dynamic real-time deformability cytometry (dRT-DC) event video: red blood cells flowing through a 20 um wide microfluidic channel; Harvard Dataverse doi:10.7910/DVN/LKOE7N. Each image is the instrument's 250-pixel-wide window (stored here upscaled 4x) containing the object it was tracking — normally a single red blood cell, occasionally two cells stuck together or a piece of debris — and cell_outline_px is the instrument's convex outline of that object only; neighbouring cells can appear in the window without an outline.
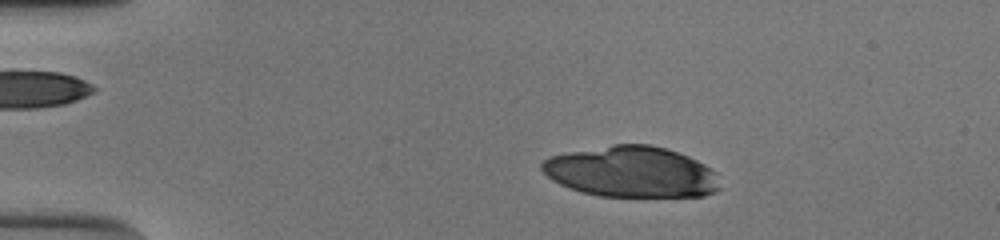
{"species": "human", "species_latin": "Homo sapiens", "temperature_condition": "cold", "stored_images_in_passage": 35, "camera_frame_rate_fps": 3000, "um_per_image_px": 0.085, "donor": {"sex": "male"}, "frame": {"image": 1, "passage_image": 4, "time_ms": 1.0, "image_size_px": [1000, 240], "cell_outline_px": [[704, 192], [680, 196], [620, 196], [596, 192], [676, 156], [680, 156], [696, 164]], "centroid_in_image_um": [56.18, 15.37], "position_along_channel_um": 28.8, "area_um2": 18.38}}
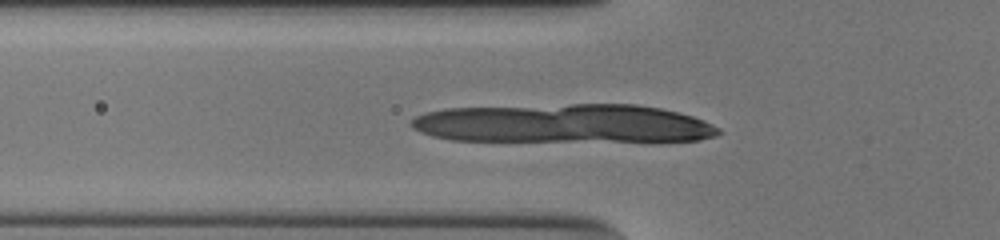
{"frame": {"image": 2, "passage_image": 13, "time_ms": 4.0, "image_size_px": [1000, 240], "cell_outline_px": [[700, 136], [676, 140], [644, 140], [568, 108], [648, 108], [684, 116], [696, 120], [700, 124]], "centroid_in_image_um": [54.88, 10.43], "position_along_channel_um": 70.9, "area_um2": 19.07}}